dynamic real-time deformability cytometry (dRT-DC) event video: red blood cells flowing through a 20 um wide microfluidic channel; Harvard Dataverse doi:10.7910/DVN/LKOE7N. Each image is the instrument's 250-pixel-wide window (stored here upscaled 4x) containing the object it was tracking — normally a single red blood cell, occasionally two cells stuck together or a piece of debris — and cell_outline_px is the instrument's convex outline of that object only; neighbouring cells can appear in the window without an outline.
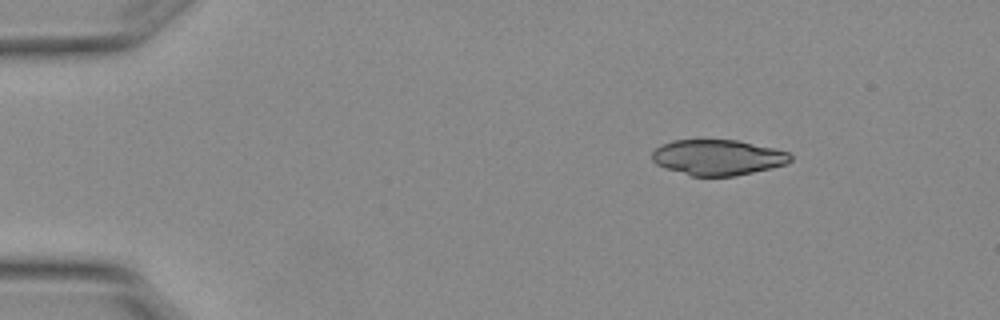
{"species": "Egyptian fruit bat (a non-hibernating species)", "species_latin": "Rousettus aegyptiacus", "temperature_condition": "warm", "stored_images_in_passage": 3, "camera_frame_rate_fps": 3000, "um_per_image_px": 0.085, "animal": {"sex": "female"}, "frame": {"image": 1, "passage_image": 1, "time_ms": 0.0, "image_size_px": [1000, 320], "cell_outline_px": [[792, 160], [788, 164], [772, 168], [736, 176], [692, 176], [664, 168], [656, 164], [652, 160], [652, 152], [660, 144], [672, 140], [736, 140], [772, 148], [788, 152], [792, 156]], "centroid_in_image_um": [61.0, 13.39], "position_along_channel_um": 24.0, "area_um2": 28.78}}